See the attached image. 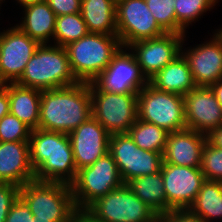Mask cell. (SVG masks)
<instances>
[{"label": "cell", "instance_id": "1", "mask_svg": "<svg viewBox=\"0 0 222 222\" xmlns=\"http://www.w3.org/2000/svg\"><path fill=\"white\" fill-rule=\"evenodd\" d=\"M91 116L89 83L41 91L39 129L69 134Z\"/></svg>", "mask_w": 222, "mask_h": 222}, {"label": "cell", "instance_id": "2", "mask_svg": "<svg viewBox=\"0 0 222 222\" xmlns=\"http://www.w3.org/2000/svg\"><path fill=\"white\" fill-rule=\"evenodd\" d=\"M29 152L35 180L70 185L76 179L77 169L68 134L32 129Z\"/></svg>", "mask_w": 222, "mask_h": 222}, {"label": "cell", "instance_id": "3", "mask_svg": "<svg viewBox=\"0 0 222 222\" xmlns=\"http://www.w3.org/2000/svg\"><path fill=\"white\" fill-rule=\"evenodd\" d=\"M15 83L42 91L74 85L79 81L71 70L65 47L40 44Z\"/></svg>", "mask_w": 222, "mask_h": 222}, {"label": "cell", "instance_id": "4", "mask_svg": "<svg viewBox=\"0 0 222 222\" xmlns=\"http://www.w3.org/2000/svg\"><path fill=\"white\" fill-rule=\"evenodd\" d=\"M19 197L37 220L73 222L78 212L66 183L33 180L20 186Z\"/></svg>", "mask_w": 222, "mask_h": 222}, {"label": "cell", "instance_id": "5", "mask_svg": "<svg viewBox=\"0 0 222 222\" xmlns=\"http://www.w3.org/2000/svg\"><path fill=\"white\" fill-rule=\"evenodd\" d=\"M122 47L117 35L88 33L65 46L71 70L79 82L90 83Z\"/></svg>", "mask_w": 222, "mask_h": 222}, {"label": "cell", "instance_id": "6", "mask_svg": "<svg viewBox=\"0 0 222 222\" xmlns=\"http://www.w3.org/2000/svg\"><path fill=\"white\" fill-rule=\"evenodd\" d=\"M123 184L116 162L106 153L91 166L78 170L70 184L77 211H85L97 199Z\"/></svg>", "mask_w": 222, "mask_h": 222}, {"label": "cell", "instance_id": "7", "mask_svg": "<svg viewBox=\"0 0 222 222\" xmlns=\"http://www.w3.org/2000/svg\"><path fill=\"white\" fill-rule=\"evenodd\" d=\"M84 212L96 222H158L159 217L127 184L100 197Z\"/></svg>", "mask_w": 222, "mask_h": 222}, {"label": "cell", "instance_id": "8", "mask_svg": "<svg viewBox=\"0 0 222 222\" xmlns=\"http://www.w3.org/2000/svg\"><path fill=\"white\" fill-rule=\"evenodd\" d=\"M138 119L169 133L186 129L184 97L157 90L148 83L138 93Z\"/></svg>", "mask_w": 222, "mask_h": 222}, {"label": "cell", "instance_id": "9", "mask_svg": "<svg viewBox=\"0 0 222 222\" xmlns=\"http://www.w3.org/2000/svg\"><path fill=\"white\" fill-rule=\"evenodd\" d=\"M149 80L144 75L135 55L128 47H121L107 67L90 83V92L117 94L139 93Z\"/></svg>", "mask_w": 222, "mask_h": 222}, {"label": "cell", "instance_id": "10", "mask_svg": "<svg viewBox=\"0 0 222 222\" xmlns=\"http://www.w3.org/2000/svg\"><path fill=\"white\" fill-rule=\"evenodd\" d=\"M92 116L112 134L128 133L138 119V93L90 92Z\"/></svg>", "mask_w": 222, "mask_h": 222}, {"label": "cell", "instance_id": "11", "mask_svg": "<svg viewBox=\"0 0 222 222\" xmlns=\"http://www.w3.org/2000/svg\"><path fill=\"white\" fill-rule=\"evenodd\" d=\"M108 152L116 162L124 184L161 171L163 154L139 148L128 133L110 135Z\"/></svg>", "mask_w": 222, "mask_h": 222}, {"label": "cell", "instance_id": "12", "mask_svg": "<svg viewBox=\"0 0 222 222\" xmlns=\"http://www.w3.org/2000/svg\"><path fill=\"white\" fill-rule=\"evenodd\" d=\"M116 26L122 47L166 33L156 22L145 0L116 1Z\"/></svg>", "mask_w": 222, "mask_h": 222}, {"label": "cell", "instance_id": "13", "mask_svg": "<svg viewBox=\"0 0 222 222\" xmlns=\"http://www.w3.org/2000/svg\"><path fill=\"white\" fill-rule=\"evenodd\" d=\"M211 32L210 38H204L199 44L190 45L187 34L182 42L181 53L188 61L197 86L210 87L222 79V38L214 29Z\"/></svg>", "mask_w": 222, "mask_h": 222}, {"label": "cell", "instance_id": "14", "mask_svg": "<svg viewBox=\"0 0 222 222\" xmlns=\"http://www.w3.org/2000/svg\"><path fill=\"white\" fill-rule=\"evenodd\" d=\"M1 29L0 27V80L3 83H15L40 43L15 24L13 26V23H9L7 29Z\"/></svg>", "mask_w": 222, "mask_h": 222}, {"label": "cell", "instance_id": "15", "mask_svg": "<svg viewBox=\"0 0 222 222\" xmlns=\"http://www.w3.org/2000/svg\"><path fill=\"white\" fill-rule=\"evenodd\" d=\"M161 173L166 195V212L188 209L195 201L205 177L201 167L162 163Z\"/></svg>", "mask_w": 222, "mask_h": 222}, {"label": "cell", "instance_id": "16", "mask_svg": "<svg viewBox=\"0 0 222 222\" xmlns=\"http://www.w3.org/2000/svg\"><path fill=\"white\" fill-rule=\"evenodd\" d=\"M185 35L165 33L162 36L136 41L128 46L142 72L150 80L181 54Z\"/></svg>", "mask_w": 222, "mask_h": 222}, {"label": "cell", "instance_id": "17", "mask_svg": "<svg viewBox=\"0 0 222 222\" xmlns=\"http://www.w3.org/2000/svg\"><path fill=\"white\" fill-rule=\"evenodd\" d=\"M183 97L188 129L208 135L222 126V107L211 87L197 86Z\"/></svg>", "mask_w": 222, "mask_h": 222}, {"label": "cell", "instance_id": "18", "mask_svg": "<svg viewBox=\"0 0 222 222\" xmlns=\"http://www.w3.org/2000/svg\"><path fill=\"white\" fill-rule=\"evenodd\" d=\"M68 136L77 171L108 153L110 134L93 116Z\"/></svg>", "mask_w": 222, "mask_h": 222}, {"label": "cell", "instance_id": "19", "mask_svg": "<svg viewBox=\"0 0 222 222\" xmlns=\"http://www.w3.org/2000/svg\"><path fill=\"white\" fill-rule=\"evenodd\" d=\"M207 135L192 129H183L168 134L163 163L185 167H201L202 151Z\"/></svg>", "mask_w": 222, "mask_h": 222}, {"label": "cell", "instance_id": "20", "mask_svg": "<svg viewBox=\"0 0 222 222\" xmlns=\"http://www.w3.org/2000/svg\"><path fill=\"white\" fill-rule=\"evenodd\" d=\"M35 180L29 141L0 142V183L23 186Z\"/></svg>", "mask_w": 222, "mask_h": 222}, {"label": "cell", "instance_id": "21", "mask_svg": "<svg viewBox=\"0 0 222 222\" xmlns=\"http://www.w3.org/2000/svg\"><path fill=\"white\" fill-rule=\"evenodd\" d=\"M22 17L15 25L40 44H53L56 14L46 1L23 7Z\"/></svg>", "mask_w": 222, "mask_h": 222}, {"label": "cell", "instance_id": "22", "mask_svg": "<svg viewBox=\"0 0 222 222\" xmlns=\"http://www.w3.org/2000/svg\"><path fill=\"white\" fill-rule=\"evenodd\" d=\"M149 83L157 90L181 96L197 87L188 61L182 53L153 76Z\"/></svg>", "mask_w": 222, "mask_h": 222}, {"label": "cell", "instance_id": "23", "mask_svg": "<svg viewBox=\"0 0 222 222\" xmlns=\"http://www.w3.org/2000/svg\"><path fill=\"white\" fill-rule=\"evenodd\" d=\"M10 101V113L31 129L38 128L41 104V90L4 83Z\"/></svg>", "mask_w": 222, "mask_h": 222}, {"label": "cell", "instance_id": "24", "mask_svg": "<svg viewBox=\"0 0 222 222\" xmlns=\"http://www.w3.org/2000/svg\"><path fill=\"white\" fill-rule=\"evenodd\" d=\"M80 13L89 33L117 35L115 0H81Z\"/></svg>", "mask_w": 222, "mask_h": 222}, {"label": "cell", "instance_id": "25", "mask_svg": "<svg viewBox=\"0 0 222 222\" xmlns=\"http://www.w3.org/2000/svg\"><path fill=\"white\" fill-rule=\"evenodd\" d=\"M127 185L139 199L159 216L166 213V195L161 171L136 177Z\"/></svg>", "mask_w": 222, "mask_h": 222}, {"label": "cell", "instance_id": "26", "mask_svg": "<svg viewBox=\"0 0 222 222\" xmlns=\"http://www.w3.org/2000/svg\"><path fill=\"white\" fill-rule=\"evenodd\" d=\"M189 209L205 222H222V182L205 180Z\"/></svg>", "mask_w": 222, "mask_h": 222}, {"label": "cell", "instance_id": "27", "mask_svg": "<svg viewBox=\"0 0 222 222\" xmlns=\"http://www.w3.org/2000/svg\"><path fill=\"white\" fill-rule=\"evenodd\" d=\"M128 134L139 148L163 154L169 132L153 123L137 119Z\"/></svg>", "mask_w": 222, "mask_h": 222}, {"label": "cell", "instance_id": "28", "mask_svg": "<svg viewBox=\"0 0 222 222\" xmlns=\"http://www.w3.org/2000/svg\"><path fill=\"white\" fill-rule=\"evenodd\" d=\"M89 33L81 13L56 17L53 45L65 47Z\"/></svg>", "mask_w": 222, "mask_h": 222}, {"label": "cell", "instance_id": "29", "mask_svg": "<svg viewBox=\"0 0 222 222\" xmlns=\"http://www.w3.org/2000/svg\"><path fill=\"white\" fill-rule=\"evenodd\" d=\"M219 2L220 0H175L176 22L188 32L189 26H195V22H199L208 11L217 9Z\"/></svg>", "mask_w": 222, "mask_h": 222}, {"label": "cell", "instance_id": "30", "mask_svg": "<svg viewBox=\"0 0 222 222\" xmlns=\"http://www.w3.org/2000/svg\"><path fill=\"white\" fill-rule=\"evenodd\" d=\"M145 1L156 22L166 33L189 34L176 22L175 0Z\"/></svg>", "mask_w": 222, "mask_h": 222}, {"label": "cell", "instance_id": "31", "mask_svg": "<svg viewBox=\"0 0 222 222\" xmlns=\"http://www.w3.org/2000/svg\"><path fill=\"white\" fill-rule=\"evenodd\" d=\"M31 130L15 115L8 113L0 119V142L29 141Z\"/></svg>", "mask_w": 222, "mask_h": 222}, {"label": "cell", "instance_id": "32", "mask_svg": "<svg viewBox=\"0 0 222 222\" xmlns=\"http://www.w3.org/2000/svg\"><path fill=\"white\" fill-rule=\"evenodd\" d=\"M201 171L205 180L222 182V149L208 141L202 151Z\"/></svg>", "mask_w": 222, "mask_h": 222}, {"label": "cell", "instance_id": "33", "mask_svg": "<svg viewBox=\"0 0 222 222\" xmlns=\"http://www.w3.org/2000/svg\"><path fill=\"white\" fill-rule=\"evenodd\" d=\"M20 187L10 183H0V222H5L9 210L19 198Z\"/></svg>", "mask_w": 222, "mask_h": 222}, {"label": "cell", "instance_id": "34", "mask_svg": "<svg viewBox=\"0 0 222 222\" xmlns=\"http://www.w3.org/2000/svg\"><path fill=\"white\" fill-rule=\"evenodd\" d=\"M5 222H35V218L26 203L19 197L9 210Z\"/></svg>", "mask_w": 222, "mask_h": 222}, {"label": "cell", "instance_id": "35", "mask_svg": "<svg viewBox=\"0 0 222 222\" xmlns=\"http://www.w3.org/2000/svg\"><path fill=\"white\" fill-rule=\"evenodd\" d=\"M158 222H205L188 209H173L158 217Z\"/></svg>", "mask_w": 222, "mask_h": 222}, {"label": "cell", "instance_id": "36", "mask_svg": "<svg viewBox=\"0 0 222 222\" xmlns=\"http://www.w3.org/2000/svg\"><path fill=\"white\" fill-rule=\"evenodd\" d=\"M56 16L81 12V0H46Z\"/></svg>", "mask_w": 222, "mask_h": 222}, {"label": "cell", "instance_id": "37", "mask_svg": "<svg viewBox=\"0 0 222 222\" xmlns=\"http://www.w3.org/2000/svg\"><path fill=\"white\" fill-rule=\"evenodd\" d=\"M10 113V101L7 89L3 86L0 89V119Z\"/></svg>", "mask_w": 222, "mask_h": 222}, {"label": "cell", "instance_id": "38", "mask_svg": "<svg viewBox=\"0 0 222 222\" xmlns=\"http://www.w3.org/2000/svg\"><path fill=\"white\" fill-rule=\"evenodd\" d=\"M207 141L214 147L222 149V126L211 131L207 135Z\"/></svg>", "mask_w": 222, "mask_h": 222}, {"label": "cell", "instance_id": "39", "mask_svg": "<svg viewBox=\"0 0 222 222\" xmlns=\"http://www.w3.org/2000/svg\"><path fill=\"white\" fill-rule=\"evenodd\" d=\"M211 89L216 95V99L219 102V105L222 107V79L218 80L216 83L212 84Z\"/></svg>", "mask_w": 222, "mask_h": 222}, {"label": "cell", "instance_id": "40", "mask_svg": "<svg viewBox=\"0 0 222 222\" xmlns=\"http://www.w3.org/2000/svg\"><path fill=\"white\" fill-rule=\"evenodd\" d=\"M73 222H96L89 215H87L84 211H78L75 214Z\"/></svg>", "mask_w": 222, "mask_h": 222}, {"label": "cell", "instance_id": "41", "mask_svg": "<svg viewBox=\"0 0 222 222\" xmlns=\"http://www.w3.org/2000/svg\"><path fill=\"white\" fill-rule=\"evenodd\" d=\"M46 0H14L13 2H17L15 4H19L18 6L21 7L19 9H22L25 6L31 5V4H36V3H41Z\"/></svg>", "mask_w": 222, "mask_h": 222}, {"label": "cell", "instance_id": "42", "mask_svg": "<svg viewBox=\"0 0 222 222\" xmlns=\"http://www.w3.org/2000/svg\"><path fill=\"white\" fill-rule=\"evenodd\" d=\"M221 27H217L215 29V31L217 32V34L222 38V25H220ZM219 28V29H218Z\"/></svg>", "mask_w": 222, "mask_h": 222}, {"label": "cell", "instance_id": "43", "mask_svg": "<svg viewBox=\"0 0 222 222\" xmlns=\"http://www.w3.org/2000/svg\"><path fill=\"white\" fill-rule=\"evenodd\" d=\"M7 0H0V11H1V6H3L2 5V3L6 6L7 4H5L4 2H6Z\"/></svg>", "mask_w": 222, "mask_h": 222}, {"label": "cell", "instance_id": "44", "mask_svg": "<svg viewBox=\"0 0 222 222\" xmlns=\"http://www.w3.org/2000/svg\"><path fill=\"white\" fill-rule=\"evenodd\" d=\"M35 222H53V221H50V220H37V219H35Z\"/></svg>", "mask_w": 222, "mask_h": 222}, {"label": "cell", "instance_id": "45", "mask_svg": "<svg viewBox=\"0 0 222 222\" xmlns=\"http://www.w3.org/2000/svg\"><path fill=\"white\" fill-rule=\"evenodd\" d=\"M3 82L0 80V89L3 87Z\"/></svg>", "mask_w": 222, "mask_h": 222}]
</instances>
